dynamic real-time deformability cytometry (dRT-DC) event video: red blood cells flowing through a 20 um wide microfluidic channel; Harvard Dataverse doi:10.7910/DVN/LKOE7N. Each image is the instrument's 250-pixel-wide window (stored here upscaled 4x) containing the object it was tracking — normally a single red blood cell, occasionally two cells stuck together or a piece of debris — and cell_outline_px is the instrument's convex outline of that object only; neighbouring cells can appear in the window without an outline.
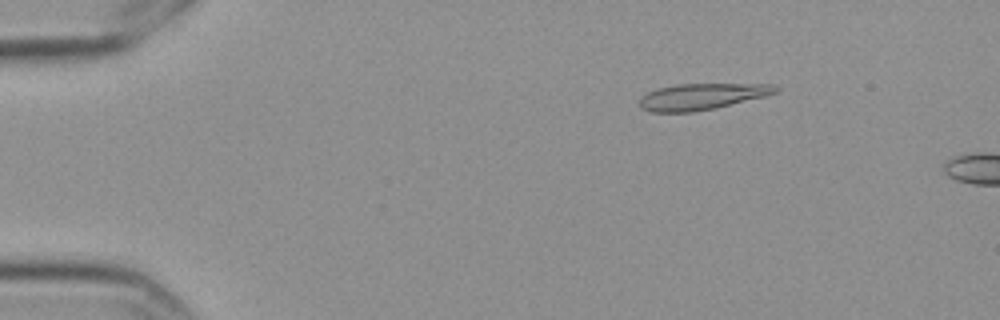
{"species": "Egyptian fruit bat (a non-hibernating species)", "species_latin": "Rousettus aegyptiacus", "temperature_condition": "cold", "stored_images_in_passage": 5, "camera_frame_rate_fps": 3000, "um_per_image_px": 0.085, "frame": {"image": 1, "passage_image": 3, "time_ms": 0.667, "image_size_px": [1000, 320], "cell_outline_px": [[780, 88], [776, 92], [764, 96], [716, 108], [692, 112], [652, 112], [640, 108], [640, 96], [656, 88], [676, 84], [776, 84]], "centroid_in_image_um": [59.63, 8.2], "position_along_channel_um": 25.4, "area_um2": 20.87}}